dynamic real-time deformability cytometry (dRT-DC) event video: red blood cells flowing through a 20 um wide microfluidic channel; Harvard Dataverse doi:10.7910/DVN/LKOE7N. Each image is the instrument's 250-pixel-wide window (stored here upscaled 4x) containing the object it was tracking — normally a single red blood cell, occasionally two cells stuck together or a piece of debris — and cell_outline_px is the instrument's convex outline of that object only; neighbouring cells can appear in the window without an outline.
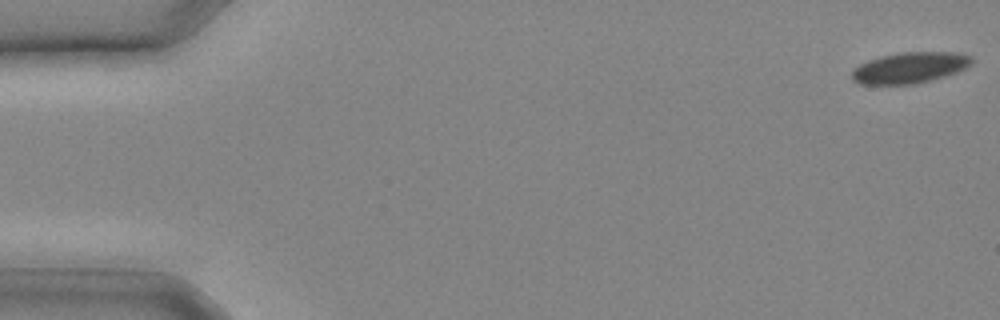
{"species": "common noctule bat (a hibernating species)", "species_latin": "Nyctalus noctula", "temperature_condition": "cold", "stored_images_in_passage": 9, "camera_frame_rate_fps": 3000, "um_per_image_px": 0.085, "animal": {"sex": "male", "body_mass_g": 20.4}, "frame": {"image": 1, "passage_image": 1, "time_ms": 0.0, "image_size_px": [1000, 320], "cell_outline_px": [[972, 64], [956, 72], [944, 76], [916, 84], [860, 84], [852, 80], [852, 72], [860, 64], [868, 60], [880, 56], [900, 52], [960, 52], [972, 56]], "centroid_in_image_um": [77.34, 5.74], "position_along_channel_um": 7.7, "area_um2": 21.62}}
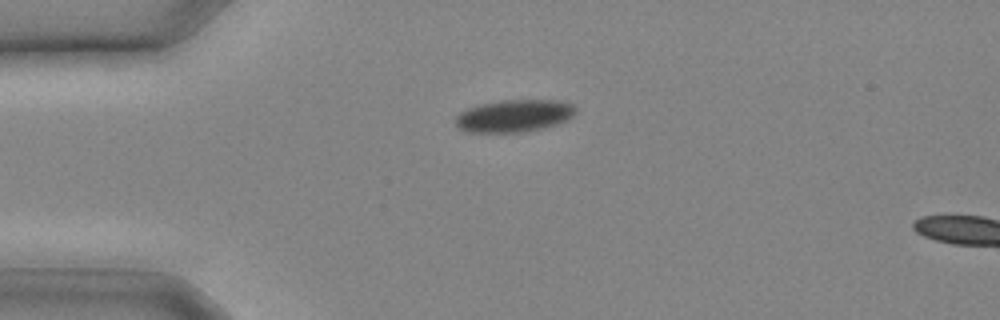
{"frame": {"image": 2, "passage_image": 7, "time_ms": 2.0, "image_size_px": [1000, 320], "cell_outline_px": [[576, 112], [568, 120], [556, 124], [524, 132], [464, 132], [456, 124], [456, 116], [460, 112], [468, 108], [480, 104], [500, 100], [560, 100], [572, 104], [576, 108]], "centroid_in_image_um": [43.71, 9.84], "position_along_channel_um": 41.3, "area_um2": 22.66}}